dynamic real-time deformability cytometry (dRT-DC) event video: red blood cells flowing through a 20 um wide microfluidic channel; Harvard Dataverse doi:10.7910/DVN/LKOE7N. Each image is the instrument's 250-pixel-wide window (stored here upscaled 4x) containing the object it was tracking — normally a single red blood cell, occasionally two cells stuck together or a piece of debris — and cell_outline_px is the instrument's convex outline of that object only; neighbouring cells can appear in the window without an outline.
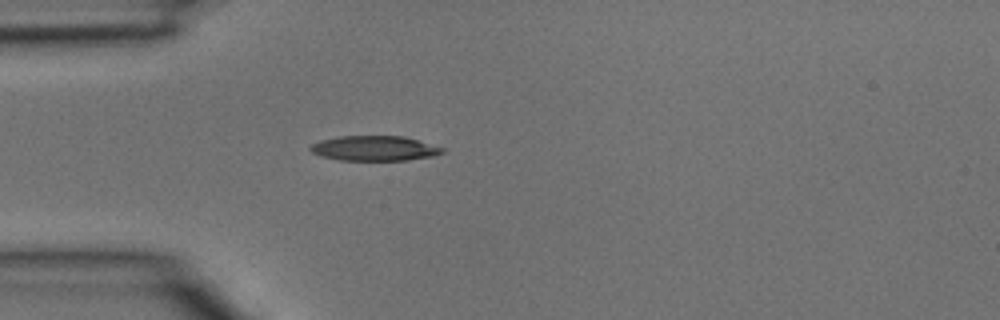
{"species": "common noctule bat (a hibernating species)", "species_latin": "Nyctalus noctula", "temperature_condition": "room temperature", "stored_images_in_passage": 29, "camera_frame_rate_fps": 3000, "um_per_image_px": 0.085, "animal": {"sex": "male", "body_mass_g": 15.6}, "frame": {"image": 1, "passage_image": 1, "time_ms": 0.0, "image_size_px": [1000, 320], "cell_outline_px": [[444, 152], [432, 156], [408, 160], [340, 160], [320, 156], [312, 152], [308, 148], [312, 144], [320, 140], [340, 136], [404, 136], [444, 148]], "centroid_in_image_um": [31.8, 12.6], "position_along_channel_um": 53.2, "area_um2": 19.13}}